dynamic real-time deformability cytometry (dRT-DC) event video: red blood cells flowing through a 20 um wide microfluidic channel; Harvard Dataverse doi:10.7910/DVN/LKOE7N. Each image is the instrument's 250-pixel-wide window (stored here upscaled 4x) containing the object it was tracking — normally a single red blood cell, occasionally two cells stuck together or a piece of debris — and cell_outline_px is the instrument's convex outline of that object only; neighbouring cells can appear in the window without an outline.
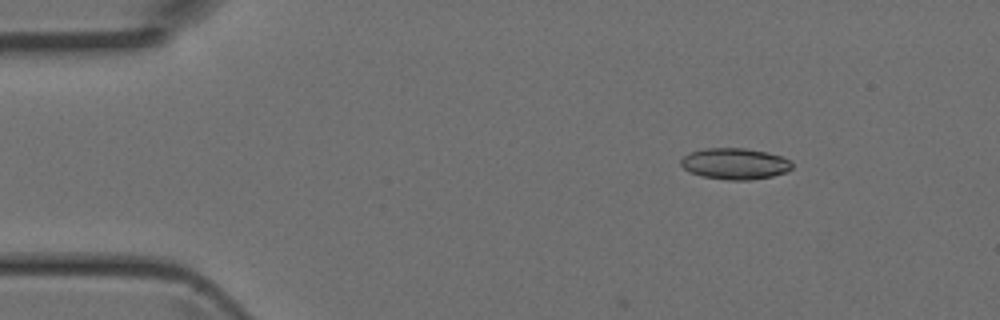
{"species": "Egyptian fruit bat (a non-hibernating species)", "species_latin": "Rousettus aegyptiacus", "temperature_condition": "room temperature", "stored_images_in_passage": 3, "camera_frame_rate_fps": 3000, "um_per_image_px": 0.085, "animal": {"sex": "female"}, "frame": {"image": 1, "passage_image": 1, "time_ms": 0.0, "image_size_px": [1000, 320], "cell_outline_px": [[792, 168], [788, 172], [772, 176], [752, 180], [728, 180], [704, 176], [688, 172], [680, 164], [680, 160], [684, 156], [692, 152], [704, 148], [744, 148], [768, 152], [780, 156], [788, 160], [792, 164]], "centroid_in_image_um": [62.47, 13.92], "position_along_channel_um": 22.5, "area_um2": 20.23}}
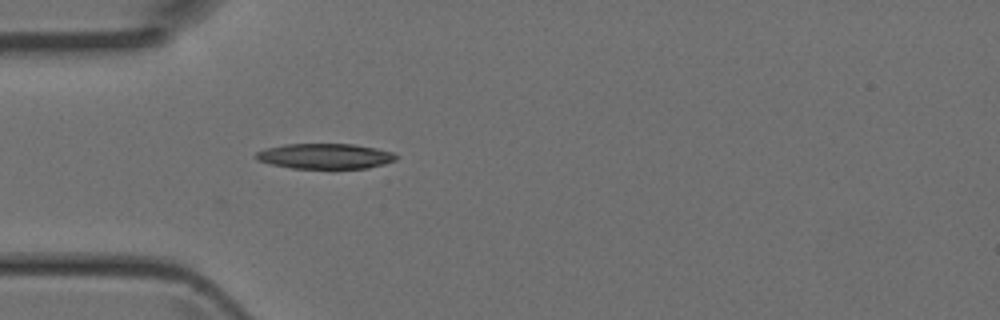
{"frame": {"image": 2, "passage_image": 3, "time_ms": 0.667, "image_size_px": [1000, 320], "cell_outline_px": [[400, 156], [396, 160], [384, 164], [368, 168], [292, 168], [268, 164], [256, 160], [252, 156], [256, 152], [264, 148], [284, 144], [352, 144], [376, 148], [392, 152]], "centroid_in_image_um": [27.58, 13.27], "position_along_channel_um": 57.4, "area_um2": 20.92}}